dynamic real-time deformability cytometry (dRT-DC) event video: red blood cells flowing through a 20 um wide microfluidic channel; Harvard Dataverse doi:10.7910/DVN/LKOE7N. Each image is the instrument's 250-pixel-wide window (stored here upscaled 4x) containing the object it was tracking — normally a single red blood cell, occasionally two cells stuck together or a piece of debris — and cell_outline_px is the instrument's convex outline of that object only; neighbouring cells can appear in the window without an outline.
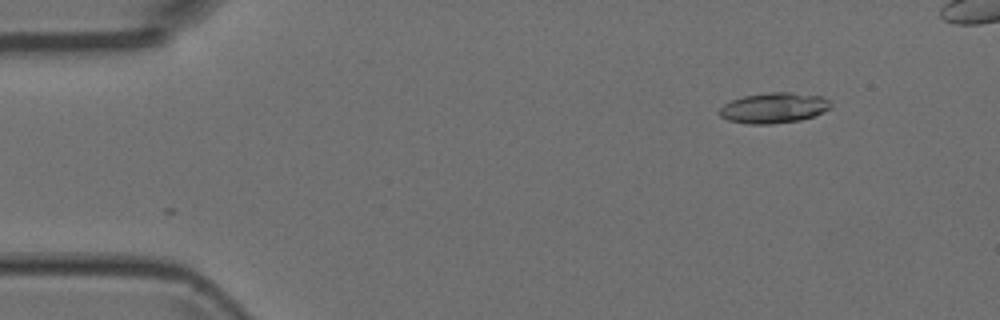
{"species": "Egyptian fruit bat (a non-hibernating species)", "species_latin": "Rousettus aegyptiacus", "temperature_condition": "room temperature", "stored_images_in_passage": 6, "camera_frame_rate_fps": 3000, "um_per_image_px": 0.085, "animal": {"sex": "female"}, "frame": {"image": 1, "passage_image": 1, "time_ms": 0.0, "image_size_px": [1000, 320], "cell_outline_px": [[832, 108], [824, 112], [800, 120], [772, 124], [748, 124], [728, 120], [720, 116], [720, 108], [724, 104], [732, 100], [744, 96], [768, 92], [792, 92], [820, 96], [832, 100]], "centroid_in_image_um": [65.82, 9.16], "position_along_channel_um": 19.2, "area_um2": 19.88}}
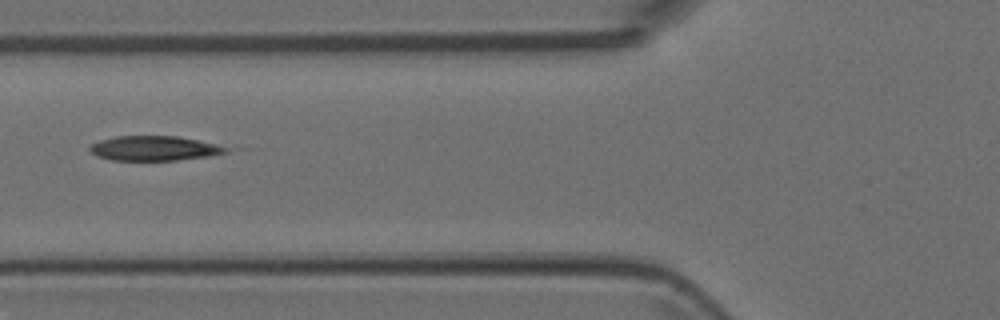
{"frame": {"image": 2, "passage_image": 5, "time_ms": 1.333, "image_size_px": [1000, 320], "cell_outline_px": [[228, 152], [208, 156], [176, 160], [112, 160], [96, 156], [88, 148], [92, 144], [100, 140], [116, 136], [176, 136], [216, 144], [228, 148]], "centroid_in_image_um": [13.07, 12.61], "position_along_channel_um": 112.7, "area_um2": 19.36}}
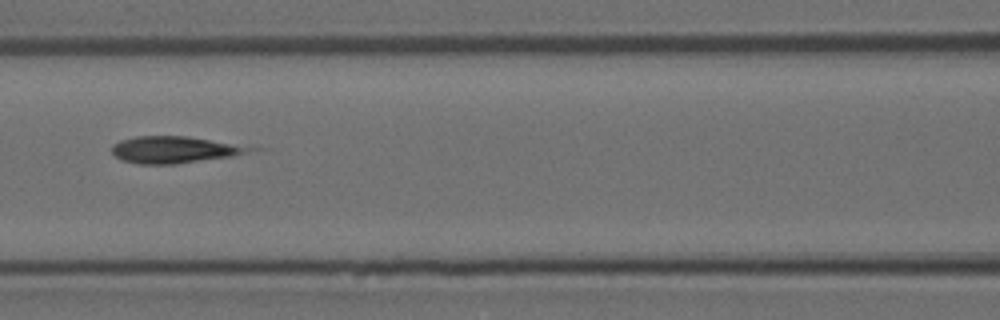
{"frame": {"image": 3, "passage_image": 6, "time_ms": 1.667, "image_size_px": [1000, 320], "cell_outline_px": [[264, 148], [232, 156], [176, 164], [140, 164], [120, 160], [112, 152], [112, 144], [120, 140], [136, 136], [188, 136]], "centroid_in_image_um": [14.85, 12.72], "position_along_channel_um": 151.7, "area_um2": 21.73}}